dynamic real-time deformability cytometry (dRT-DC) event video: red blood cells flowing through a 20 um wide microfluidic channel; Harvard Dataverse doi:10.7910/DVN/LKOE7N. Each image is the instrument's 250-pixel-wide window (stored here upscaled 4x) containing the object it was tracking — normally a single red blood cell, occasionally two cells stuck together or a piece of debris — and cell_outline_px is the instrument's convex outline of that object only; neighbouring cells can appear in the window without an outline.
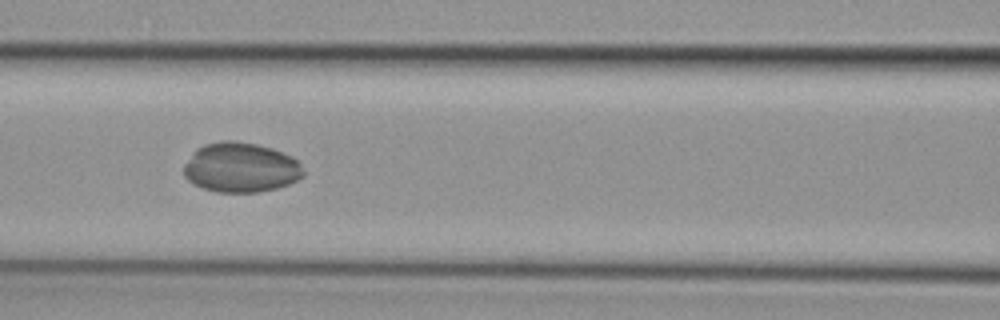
{"species": "common noctule bat (a hibernating species)", "species_latin": "Nyctalus noctula", "temperature_condition": "cold", "stored_images_in_passage": 39, "camera_frame_rate_fps": 3000, "um_per_image_px": 0.085, "animal": {"sex": "female", "body_mass_g": 29.2, "forearm_length_mm": 56.3}, "frame": {"image": 1, "passage_image": 24, "time_ms": 7.667, "image_size_px": [1000, 320], "cell_outline_px": [[304, 176], [288, 184], [276, 188], [260, 192], [216, 192], [192, 184], [184, 176], [184, 164], [192, 152], [196, 148], [204, 144], [224, 140], [236, 140], [256, 144], [272, 148], [292, 156], [300, 164], [304, 172]], "centroid_in_image_um": [20.44, 14.23], "position_along_channel_um": 146.2, "area_um2": 34.91}}
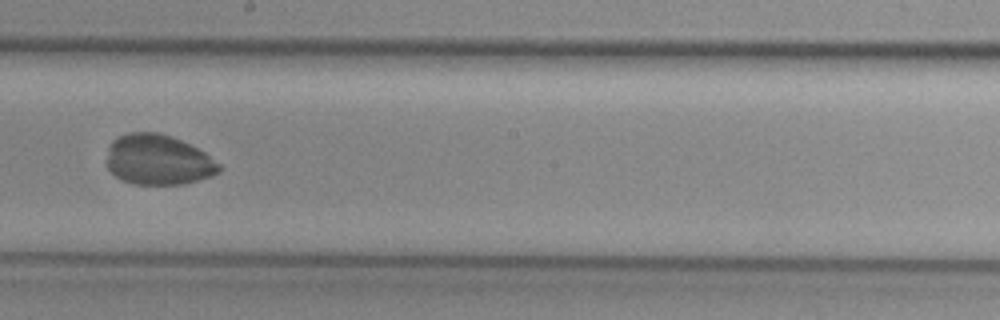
{"frame": {"image": 2, "passage_image": 31, "time_ms": 10.0, "image_size_px": [1000, 320], "cell_outline_px": [[224, 168], [220, 172], [212, 176], [184, 184], [132, 184], [120, 180], [108, 168], [108, 144], [112, 140], [128, 132], [156, 132], [172, 136], [204, 152], [220, 164]], "centroid_in_image_um": [13.45, 13.59], "position_along_channel_um": 234.7, "area_um2": 33.0}}
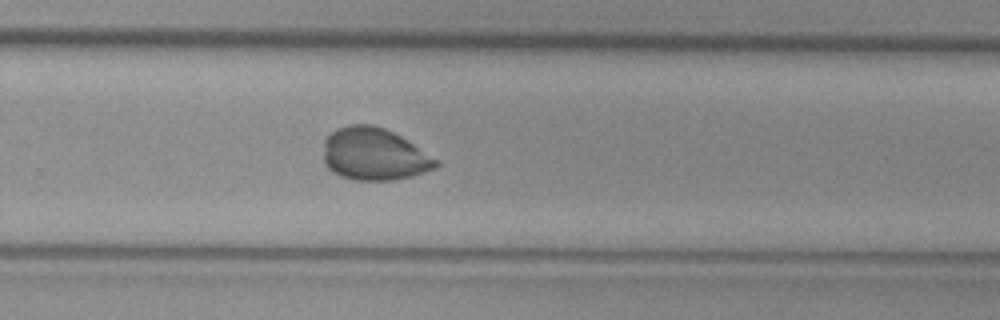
{"frame": {"image": 3, "passage_image": 36, "time_ms": 11.667, "image_size_px": [1000, 320], "cell_outline_px": [[440, 164], [424, 172], [412, 176], [392, 180], [352, 180], [340, 176], [332, 172], [324, 164], [324, 140], [336, 128], [352, 124], [372, 124], [384, 128], [400, 136], [440, 160]], "centroid_in_image_um": [31.78, 13.11], "position_along_channel_um": 298.0, "area_um2": 34.39}}